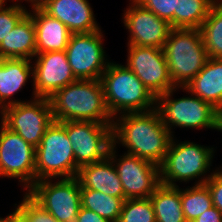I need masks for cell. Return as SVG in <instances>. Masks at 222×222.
<instances>
[{
    "label": "cell",
    "mask_w": 222,
    "mask_h": 222,
    "mask_svg": "<svg viewBox=\"0 0 222 222\" xmlns=\"http://www.w3.org/2000/svg\"><path fill=\"white\" fill-rule=\"evenodd\" d=\"M200 31L208 56L222 58V2L213 3Z\"/></svg>",
    "instance_id": "obj_26"
},
{
    "label": "cell",
    "mask_w": 222,
    "mask_h": 222,
    "mask_svg": "<svg viewBox=\"0 0 222 222\" xmlns=\"http://www.w3.org/2000/svg\"><path fill=\"white\" fill-rule=\"evenodd\" d=\"M103 32L72 33L65 51L76 79H101L110 62L103 47Z\"/></svg>",
    "instance_id": "obj_10"
},
{
    "label": "cell",
    "mask_w": 222,
    "mask_h": 222,
    "mask_svg": "<svg viewBox=\"0 0 222 222\" xmlns=\"http://www.w3.org/2000/svg\"><path fill=\"white\" fill-rule=\"evenodd\" d=\"M213 2H222V0H212Z\"/></svg>",
    "instance_id": "obj_39"
},
{
    "label": "cell",
    "mask_w": 222,
    "mask_h": 222,
    "mask_svg": "<svg viewBox=\"0 0 222 222\" xmlns=\"http://www.w3.org/2000/svg\"><path fill=\"white\" fill-rule=\"evenodd\" d=\"M215 151L213 146H204L188 140L177 141L173 137L160 166V183L178 186V181L187 184L190 180H195L194 185L205 184L216 171L214 169L210 172Z\"/></svg>",
    "instance_id": "obj_3"
},
{
    "label": "cell",
    "mask_w": 222,
    "mask_h": 222,
    "mask_svg": "<svg viewBox=\"0 0 222 222\" xmlns=\"http://www.w3.org/2000/svg\"><path fill=\"white\" fill-rule=\"evenodd\" d=\"M122 17V22L129 32L127 45L162 49L172 29L167 21L144 8L136 0H130Z\"/></svg>",
    "instance_id": "obj_16"
},
{
    "label": "cell",
    "mask_w": 222,
    "mask_h": 222,
    "mask_svg": "<svg viewBox=\"0 0 222 222\" xmlns=\"http://www.w3.org/2000/svg\"><path fill=\"white\" fill-rule=\"evenodd\" d=\"M8 1H10V0H8ZM7 2V0H0V10H2L3 8H5L6 7V3Z\"/></svg>",
    "instance_id": "obj_38"
},
{
    "label": "cell",
    "mask_w": 222,
    "mask_h": 222,
    "mask_svg": "<svg viewBox=\"0 0 222 222\" xmlns=\"http://www.w3.org/2000/svg\"><path fill=\"white\" fill-rule=\"evenodd\" d=\"M35 27L36 53L64 51L72 32L42 9L28 10Z\"/></svg>",
    "instance_id": "obj_19"
},
{
    "label": "cell",
    "mask_w": 222,
    "mask_h": 222,
    "mask_svg": "<svg viewBox=\"0 0 222 222\" xmlns=\"http://www.w3.org/2000/svg\"><path fill=\"white\" fill-rule=\"evenodd\" d=\"M127 48L125 66L155 97L175 87L169 74L163 49L136 45H127Z\"/></svg>",
    "instance_id": "obj_14"
},
{
    "label": "cell",
    "mask_w": 222,
    "mask_h": 222,
    "mask_svg": "<svg viewBox=\"0 0 222 222\" xmlns=\"http://www.w3.org/2000/svg\"><path fill=\"white\" fill-rule=\"evenodd\" d=\"M78 171L66 129L60 122L54 121L36 147L35 182L76 177Z\"/></svg>",
    "instance_id": "obj_7"
},
{
    "label": "cell",
    "mask_w": 222,
    "mask_h": 222,
    "mask_svg": "<svg viewBox=\"0 0 222 222\" xmlns=\"http://www.w3.org/2000/svg\"><path fill=\"white\" fill-rule=\"evenodd\" d=\"M12 213L15 222H58L27 192H24L22 201L18 205L15 204Z\"/></svg>",
    "instance_id": "obj_29"
},
{
    "label": "cell",
    "mask_w": 222,
    "mask_h": 222,
    "mask_svg": "<svg viewBox=\"0 0 222 222\" xmlns=\"http://www.w3.org/2000/svg\"><path fill=\"white\" fill-rule=\"evenodd\" d=\"M54 122L48 98H30L6 107L3 125L35 148Z\"/></svg>",
    "instance_id": "obj_12"
},
{
    "label": "cell",
    "mask_w": 222,
    "mask_h": 222,
    "mask_svg": "<svg viewBox=\"0 0 222 222\" xmlns=\"http://www.w3.org/2000/svg\"><path fill=\"white\" fill-rule=\"evenodd\" d=\"M28 10L29 9H25L16 2L0 10V44L18 22L28 13Z\"/></svg>",
    "instance_id": "obj_30"
},
{
    "label": "cell",
    "mask_w": 222,
    "mask_h": 222,
    "mask_svg": "<svg viewBox=\"0 0 222 222\" xmlns=\"http://www.w3.org/2000/svg\"><path fill=\"white\" fill-rule=\"evenodd\" d=\"M205 185L210 191L213 206L222 213V166L216 167V171L205 182Z\"/></svg>",
    "instance_id": "obj_32"
},
{
    "label": "cell",
    "mask_w": 222,
    "mask_h": 222,
    "mask_svg": "<svg viewBox=\"0 0 222 222\" xmlns=\"http://www.w3.org/2000/svg\"><path fill=\"white\" fill-rule=\"evenodd\" d=\"M5 112H6V106L0 100V124H3V120H4V117H5Z\"/></svg>",
    "instance_id": "obj_36"
},
{
    "label": "cell",
    "mask_w": 222,
    "mask_h": 222,
    "mask_svg": "<svg viewBox=\"0 0 222 222\" xmlns=\"http://www.w3.org/2000/svg\"><path fill=\"white\" fill-rule=\"evenodd\" d=\"M76 177L81 189H92L106 195L126 199L123 185L109 156L101 161L80 167Z\"/></svg>",
    "instance_id": "obj_18"
},
{
    "label": "cell",
    "mask_w": 222,
    "mask_h": 222,
    "mask_svg": "<svg viewBox=\"0 0 222 222\" xmlns=\"http://www.w3.org/2000/svg\"><path fill=\"white\" fill-rule=\"evenodd\" d=\"M32 60V98L49 99L55 92L77 80L72 73L65 50L36 53Z\"/></svg>",
    "instance_id": "obj_15"
},
{
    "label": "cell",
    "mask_w": 222,
    "mask_h": 222,
    "mask_svg": "<svg viewBox=\"0 0 222 222\" xmlns=\"http://www.w3.org/2000/svg\"><path fill=\"white\" fill-rule=\"evenodd\" d=\"M222 114V58H210L185 87Z\"/></svg>",
    "instance_id": "obj_21"
},
{
    "label": "cell",
    "mask_w": 222,
    "mask_h": 222,
    "mask_svg": "<svg viewBox=\"0 0 222 222\" xmlns=\"http://www.w3.org/2000/svg\"><path fill=\"white\" fill-rule=\"evenodd\" d=\"M116 150L117 147L112 144L108 156L121 180L125 198H150L161 184L160 167L126 152L119 157Z\"/></svg>",
    "instance_id": "obj_13"
},
{
    "label": "cell",
    "mask_w": 222,
    "mask_h": 222,
    "mask_svg": "<svg viewBox=\"0 0 222 222\" xmlns=\"http://www.w3.org/2000/svg\"><path fill=\"white\" fill-rule=\"evenodd\" d=\"M72 144L78 168L101 161L108 156L112 141V124L93 121H62Z\"/></svg>",
    "instance_id": "obj_9"
},
{
    "label": "cell",
    "mask_w": 222,
    "mask_h": 222,
    "mask_svg": "<svg viewBox=\"0 0 222 222\" xmlns=\"http://www.w3.org/2000/svg\"><path fill=\"white\" fill-rule=\"evenodd\" d=\"M36 148L0 124V177L18 179L23 192L35 183Z\"/></svg>",
    "instance_id": "obj_11"
},
{
    "label": "cell",
    "mask_w": 222,
    "mask_h": 222,
    "mask_svg": "<svg viewBox=\"0 0 222 222\" xmlns=\"http://www.w3.org/2000/svg\"><path fill=\"white\" fill-rule=\"evenodd\" d=\"M57 180L37 181L27 193L58 222H77V214L81 207L79 180L77 177Z\"/></svg>",
    "instance_id": "obj_8"
},
{
    "label": "cell",
    "mask_w": 222,
    "mask_h": 222,
    "mask_svg": "<svg viewBox=\"0 0 222 222\" xmlns=\"http://www.w3.org/2000/svg\"><path fill=\"white\" fill-rule=\"evenodd\" d=\"M150 200L156 222H187L181 205L180 187L160 184Z\"/></svg>",
    "instance_id": "obj_23"
},
{
    "label": "cell",
    "mask_w": 222,
    "mask_h": 222,
    "mask_svg": "<svg viewBox=\"0 0 222 222\" xmlns=\"http://www.w3.org/2000/svg\"><path fill=\"white\" fill-rule=\"evenodd\" d=\"M162 49L175 87H186L209 59L200 29L172 28Z\"/></svg>",
    "instance_id": "obj_6"
},
{
    "label": "cell",
    "mask_w": 222,
    "mask_h": 222,
    "mask_svg": "<svg viewBox=\"0 0 222 222\" xmlns=\"http://www.w3.org/2000/svg\"><path fill=\"white\" fill-rule=\"evenodd\" d=\"M0 222H15L13 213L8 214L5 218L0 217Z\"/></svg>",
    "instance_id": "obj_37"
},
{
    "label": "cell",
    "mask_w": 222,
    "mask_h": 222,
    "mask_svg": "<svg viewBox=\"0 0 222 222\" xmlns=\"http://www.w3.org/2000/svg\"><path fill=\"white\" fill-rule=\"evenodd\" d=\"M180 90L189 96L173 98V94ZM163 124L174 137L178 128L202 130L212 129L222 132V114L210 103L192 94L185 87H174L156 97V108ZM174 127V128H173Z\"/></svg>",
    "instance_id": "obj_4"
},
{
    "label": "cell",
    "mask_w": 222,
    "mask_h": 222,
    "mask_svg": "<svg viewBox=\"0 0 222 222\" xmlns=\"http://www.w3.org/2000/svg\"><path fill=\"white\" fill-rule=\"evenodd\" d=\"M125 200L96 190L81 189V207L96 212L110 222H118Z\"/></svg>",
    "instance_id": "obj_24"
},
{
    "label": "cell",
    "mask_w": 222,
    "mask_h": 222,
    "mask_svg": "<svg viewBox=\"0 0 222 222\" xmlns=\"http://www.w3.org/2000/svg\"><path fill=\"white\" fill-rule=\"evenodd\" d=\"M173 136L163 124L159 112L123 113L113 118L112 141L128 154L161 166ZM118 144V145H117Z\"/></svg>",
    "instance_id": "obj_1"
},
{
    "label": "cell",
    "mask_w": 222,
    "mask_h": 222,
    "mask_svg": "<svg viewBox=\"0 0 222 222\" xmlns=\"http://www.w3.org/2000/svg\"><path fill=\"white\" fill-rule=\"evenodd\" d=\"M144 8L153 12L159 18L167 21L175 28L176 0H136Z\"/></svg>",
    "instance_id": "obj_31"
},
{
    "label": "cell",
    "mask_w": 222,
    "mask_h": 222,
    "mask_svg": "<svg viewBox=\"0 0 222 222\" xmlns=\"http://www.w3.org/2000/svg\"><path fill=\"white\" fill-rule=\"evenodd\" d=\"M193 222H222V213L212 206L200 214Z\"/></svg>",
    "instance_id": "obj_34"
},
{
    "label": "cell",
    "mask_w": 222,
    "mask_h": 222,
    "mask_svg": "<svg viewBox=\"0 0 222 222\" xmlns=\"http://www.w3.org/2000/svg\"><path fill=\"white\" fill-rule=\"evenodd\" d=\"M101 82L106 106L113 118L123 113L148 112L156 108V97L122 63L110 61Z\"/></svg>",
    "instance_id": "obj_5"
},
{
    "label": "cell",
    "mask_w": 222,
    "mask_h": 222,
    "mask_svg": "<svg viewBox=\"0 0 222 222\" xmlns=\"http://www.w3.org/2000/svg\"><path fill=\"white\" fill-rule=\"evenodd\" d=\"M118 222H156L150 198L126 199Z\"/></svg>",
    "instance_id": "obj_28"
},
{
    "label": "cell",
    "mask_w": 222,
    "mask_h": 222,
    "mask_svg": "<svg viewBox=\"0 0 222 222\" xmlns=\"http://www.w3.org/2000/svg\"><path fill=\"white\" fill-rule=\"evenodd\" d=\"M41 9L62 22L72 33L101 30L88 0H49Z\"/></svg>",
    "instance_id": "obj_17"
},
{
    "label": "cell",
    "mask_w": 222,
    "mask_h": 222,
    "mask_svg": "<svg viewBox=\"0 0 222 222\" xmlns=\"http://www.w3.org/2000/svg\"><path fill=\"white\" fill-rule=\"evenodd\" d=\"M213 3L212 0H176L175 28L200 29Z\"/></svg>",
    "instance_id": "obj_25"
},
{
    "label": "cell",
    "mask_w": 222,
    "mask_h": 222,
    "mask_svg": "<svg viewBox=\"0 0 222 222\" xmlns=\"http://www.w3.org/2000/svg\"><path fill=\"white\" fill-rule=\"evenodd\" d=\"M77 222H110L99 216L96 212L80 207L77 214Z\"/></svg>",
    "instance_id": "obj_33"
},
{
    "label": "cell",
    "mask_w": 222,
    "mask_h": 222,
    "mask_svg": "<svg viewBox=\"0 0 222 222\" xmlns=\"http://www.w3.org/2000/svg\"><path fill=\"white\" fill-rule=\"evenodd\" d=\"M22 1L27 2L28 4L30 3L29 6H31L30 8L33 9H41L49 0H12L11 2H18V5H21L22 7H24L25 9H27L26 6H24V4H21Z\"/></svg>",
    "instance_id": "obj_35"
},
{
    "label": "cell",
    "mask_w": 222,
    "mask_h": 222,
    "mask_svg": "<svg viewBox=\"0 0 222 222\" xmlns=\"http://www.w3.org/2000/svg\"><path fill=\"white\" fill-rule=\"evenodd\" d=\"M49 101L54 121L113 124V117L106 106L101 79H77L55 92Z\"/></svg>",
    "instance_id": "obj_2"
},
{
    "label": "cell",
    "mask_w": 222,
    "mask_h": 222,
    "mask_svg": "<svg viewBox=\"0 0 222 222\" xmlns=\"http://www.w3.org/2000/svg\"><path fill=\"white\" fill-rule=\"evenodd\" d=\"M180 198L184 217L193 222L200 214L213 206L210 191L205 184L180 188Z\"/></svg>",
    "instance_id": "obj_27"
},
{
    "label": "cell",
    "mask_w": 222,
    "mask_h": 222,
    "mask_svg": "<svg viewBox=\"0 0 222 222\" xmlns=\"http://www.w3.org/2000/svg\"><path fill=\"white\" fill-rule=\"evenodd\" d=\"M32 78L33 87V65L28 59H0V100L7 107L25 100H17L14 97L24 86L28 79Z\"/></svg>",
    "instance_id": "obj_20"
},
{
    "label": "cell",
    "mask_w": 222,
    "mask_h": 222,
    "mask_svg": "<svg viewBox=\"0 0 222 222\" xmlns=\"http://www.w3.org/2000/svg\"><path fill=\"white\" fill-rule=\"evenodd\" d=\"M36 55L35 27L27 13L0 44V59H28Z\"/></svg>",
    "instance_id": "obj_22"
}]
</instances>
